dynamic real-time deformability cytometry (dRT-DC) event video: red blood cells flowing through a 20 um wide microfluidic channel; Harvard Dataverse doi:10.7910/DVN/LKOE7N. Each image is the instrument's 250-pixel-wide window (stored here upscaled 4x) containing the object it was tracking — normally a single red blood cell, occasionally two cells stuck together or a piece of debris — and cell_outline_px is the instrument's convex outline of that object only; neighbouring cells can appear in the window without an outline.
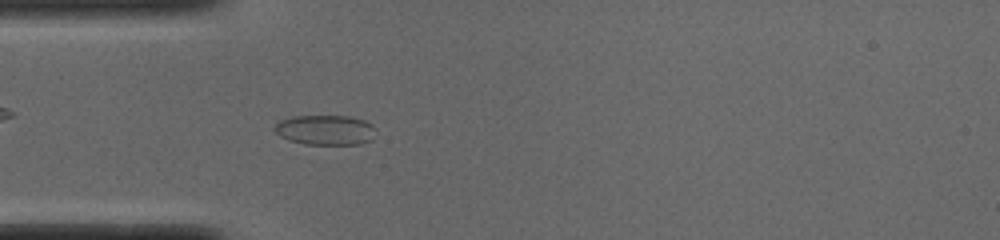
{"species": "common noctule bat (a hibernating species)", "species_latin": "Nyctalus noctula", "temperature_condition": "cold", "stored_images_in_passage": 51, "camera_frame_rate_fps": 3000, "um_per_image_px": 0.085, "animal": {"sex": "male", "body_mass_g": 19.0, "forearm_length_mm": 50.8}, "frame": {"image": 1, "passage_image": 14, "time_ms": 4.333, "image_size_px": [1000, 240], "cell_outline_px": [[376, 128], [372, 140], [360, 144], [304, 144], [288, 140], [280, 136], [272, 128], [280, 120], [292, 116], [352, 116], [364, 120], [372, 124]], "centroid_in_image_um": [27.66, 11.04], "position_along_channel_um": 57.3, "area_um2": 17.86}}
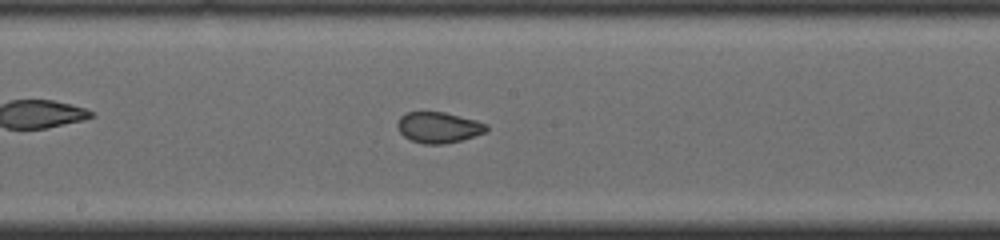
{"frame": {"image": 2, "passage_image": 26, "time_ms": 8.333, "image_size_px": [1000, 240], "cell_outline_px": [[488, 132], [460, 140], [444, 144], [424, 144], [412, 140], [404, 136], [396, 128], [396, 124], [400, 116], [408, 112], [444, 112], [476, 120], [488, 124]], "centroid_in_image_um": [37.28, 10.83], "position_along_channel_um": 210.9, "area_um2": 16.07}}
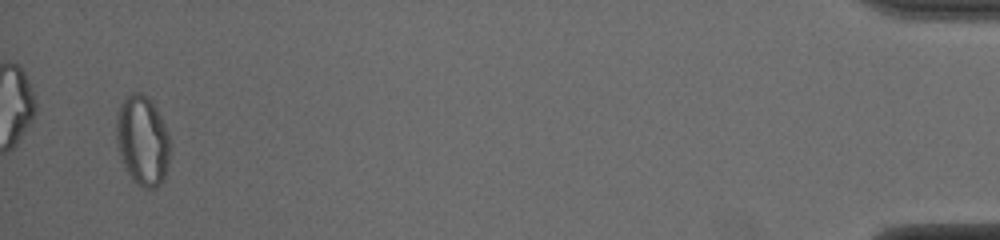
{"frame": {"image": 3, "passage_image": 49, "time_ms": 16.0, "image_size_px": [1000, 240], "cell_outline_px": [[168, 164], [164, 176], [160, 184], [156, 188], [144, 188], [128, 172], [120, 156], [116, 144], [116, 116], [120, 104], [132, 92], [140, 92], [148, 96], [152, 100], [168, 132]], "centroid_in_image_um": [12.09, 11.89], "position_along_channel_um": 423.1, "area_um2": 27.74}, "authors_computed_cell_mechanics": {"area_um2": 17.8602, "velocity_mm_per_s": 3.897, "shape_relaxation_time_tau1_ms": null, "shape_relaxation_time_tau2_ms": 0.926, "deformation_change_tau1": null, "deformation_change_tau2": 0.0394}}